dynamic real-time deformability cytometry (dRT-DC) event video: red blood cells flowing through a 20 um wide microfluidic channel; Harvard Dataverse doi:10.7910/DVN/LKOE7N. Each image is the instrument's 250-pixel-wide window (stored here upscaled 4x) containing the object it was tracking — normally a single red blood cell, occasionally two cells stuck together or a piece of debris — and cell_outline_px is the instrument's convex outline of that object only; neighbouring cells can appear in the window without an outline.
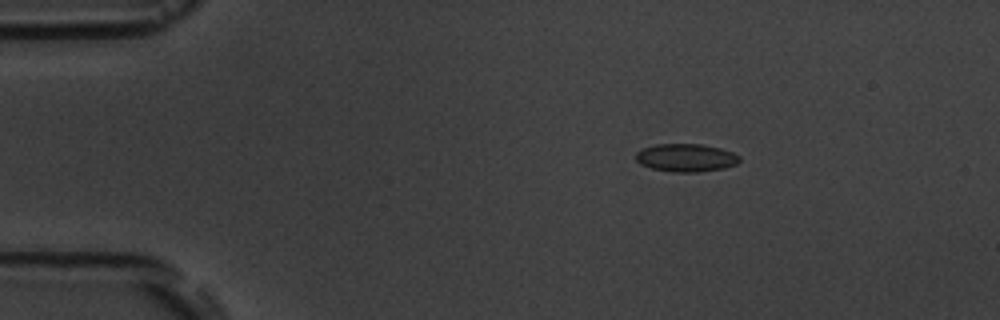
{"species": "common noctule bat (a hibernating species)", "species_latin": "Nyctalus noctula", "temperature_condition": "room temperature", "stored_images_in_passage": 4, "camera_frame_rate_fps": 3000, "um_per_image_px": 0.085, "animal": {"sex": "male", "body_mass_g": 19.5, "forearm_length_mm": 54.6}, "frame": {"image": 1, "passage_image": 2, "time_ms": 1.0, "image_size_px": [1000, 320], "cell_outline_px": [[740, 160], [736, 164], [724, 168], [696, 172], [676, 172], [652, 168], [640, 164], [636, 160], [636, 152], [644, 148], [656, 144], [700, 144], [720, 148], [732, 152], [740, 156]], "centroid_in_image_um": [58.31, 13.4], "position_along_channel_um": 26.7, "area_um2": 16.76}}